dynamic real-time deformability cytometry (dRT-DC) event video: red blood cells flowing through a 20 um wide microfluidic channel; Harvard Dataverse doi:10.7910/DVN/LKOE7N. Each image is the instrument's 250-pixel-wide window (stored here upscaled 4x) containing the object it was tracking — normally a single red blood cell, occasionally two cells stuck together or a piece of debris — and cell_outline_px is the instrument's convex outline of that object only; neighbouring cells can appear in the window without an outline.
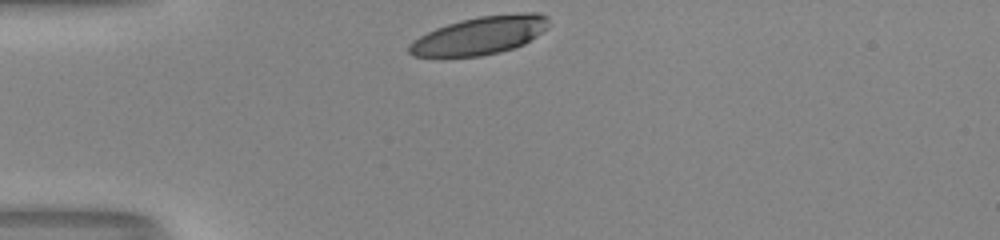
{"species": "human", "species_latin": "Homo sapiens", "temperature_condition": "room temperature", "stored_images_in_passage": 29, "camera_frame_rate_fps": 3000, "um_per_image_px": 0.085, "donor": {"sex": "male"}, "frame": {"image": 1, "passage_image": 1, "time_ms": 0.0, "image_size_px": [1000, 240], "cell_outline_px": [[548, 28], [524, 44], [500, 52], [480, 56], [412, 56], [408, 52], [408, 44], [412, 40], [436, 28], [460, 20], [480, 16], [524, 12], [540, 12], [548, 16]], "centroid_in_image_um": [40.81, 3.0], "position_along_channel_um": 44.2, "area_um2": 30.92}}
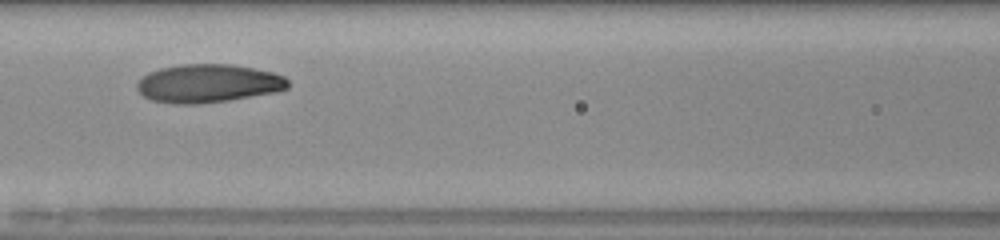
{"frame": {"image": 2, "passage_image": 11, "time_ms": 3.333, "image_size_px": [1000, 240], "cell_outline_px": [[288, 88], [276, 92], [228, 100], [200, 104], [176, 104], [152, 100], [144, 96], [136, 88], [136, 84], [148, 72], [160, 68], [180, 64], [232, 64], [272, 72], [284, 76], [288, 80]], "centroid_in_image_um": [17.69, 7.09], "position_along_channel_um": 148.9, "area_um2": 33.7}}
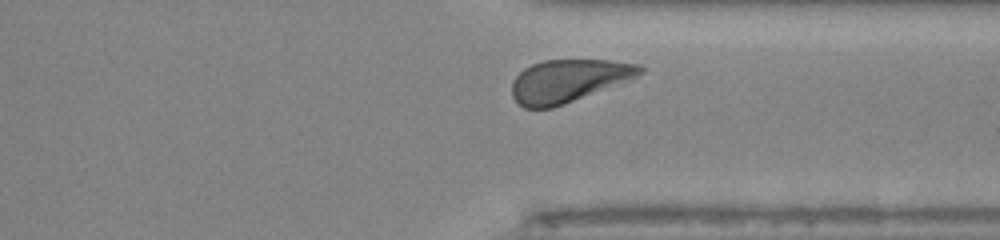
{"frame": {"image": 3, "passage_image": 27, "time_ms": 8.667, "image_size_px": [1000, 240], "cell_outline_px": [[644, 72], [636, 76], [564, 104], [552, 108], [524, 108], [512, 96], [512, 80], [524, 68], [532, 64], [544, 60], [612, 60], [636, 64], [644, 68]], "centroid_in_image_um": [48.26, 6.85], "position_along_channel_um": 363.1, "area_um2": 31.33}, "authors_computed_cell_mechanics": {"area_um2": 33.1772, "velocity_mm_per_s": 4.0177, "shape_relaxation_time_tau1_ms": 2.9496, "shape_relaxation_time_tau2_ms": 1.4748, "deformation_change_tau1": 0.1599, "deformation_change_tau2": 0.0697}}